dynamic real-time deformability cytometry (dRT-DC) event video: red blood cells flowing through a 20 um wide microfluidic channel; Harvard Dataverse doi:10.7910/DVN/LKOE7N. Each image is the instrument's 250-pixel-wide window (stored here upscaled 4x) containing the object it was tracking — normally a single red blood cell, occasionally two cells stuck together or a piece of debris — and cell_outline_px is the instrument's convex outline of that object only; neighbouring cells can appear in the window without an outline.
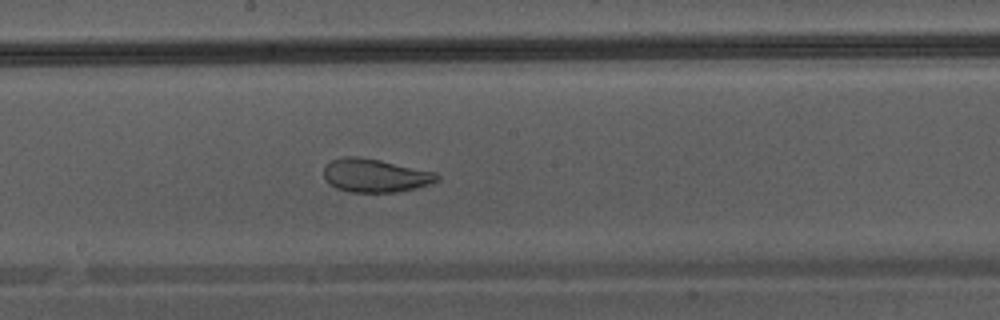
{"species": "Egyptian fruit bat (a non-hibernating species)", "species_latin": "Rousettus aegyptiacus", "temperature_condition": "warm", "stored_images_in_passage": 45, "camera_frame_rate_fps": 3000, "um_per_image_px": 0.085, "animal": {"sex": "male"}, "frame": {"image": 1, "passage_image": 25, "time_ms": 8.0, "image_size_px": [1000, 320], "cell_outline_px": [[440, 180], [428, 184], [396, 192], [348, 192], [336, 188], [328, 184], [324, 180], [324, 168], [332, 160], [344, 156], [360, 156], [380, 160], [436, 172], [440, 176]], "centroid_in_image_um": [31.86, 14.91], "position_along_channel_um": 216.3, "area_um2": 22.08}}
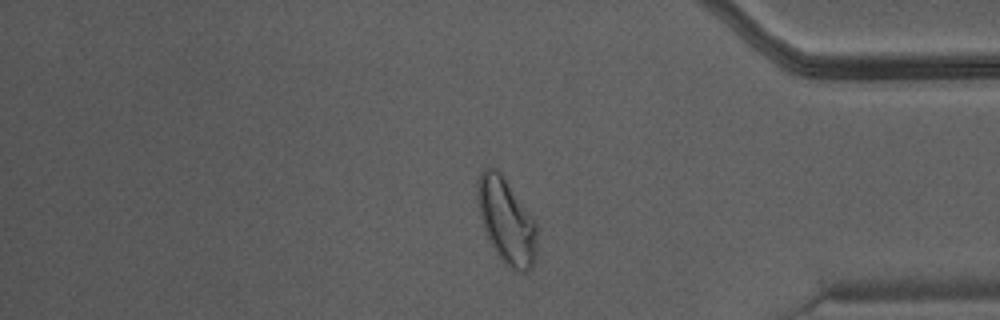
{"frame": {"image": 2, "passage_image": 38, "time_ms": 12.333, "image_size_px": [1000, 320], "cell_outline_px": [[536, 256], [528, 272], [512, 272], [504, 264], [488, 240], [480, 216], [476, 184], [480, 172], [488, 164], [492, 164], [504, 176], [536, 220]], "centroid_in_image_um": [43.04, 18.75], "position_along_channel_um": 392.2, "area_um2": 30.17}}
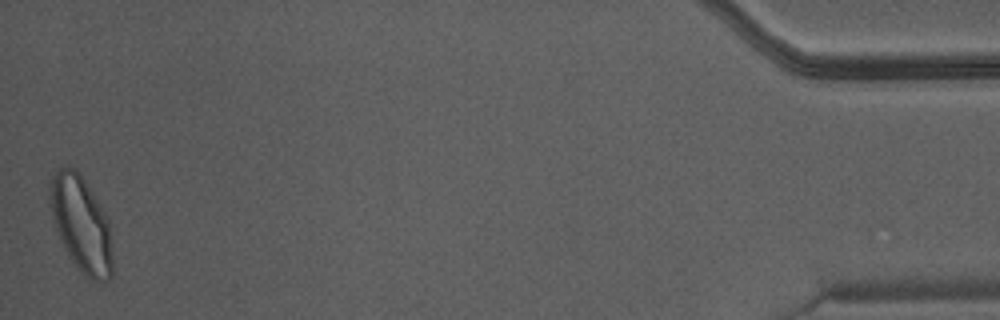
{"frame": {"image": 3, "passage_image": 45, "time_ms": 14.667, "image_size_px": [1000, 320], "cell_outline_px": [[112, 276], [108, 280], [96, 280], [84, 276], [68, 256], [60, 240], [52, 216], [48, 200], [48, 188], [52, 176], [64, 164], [68, 164], [76, 168], [80, 172], [104, 212], [108, 220], [112, 256]], "centroid_in_image_um": [6.86, 19.0], "position_along_channel_um": 428.3, "area_um2": 35.03}}